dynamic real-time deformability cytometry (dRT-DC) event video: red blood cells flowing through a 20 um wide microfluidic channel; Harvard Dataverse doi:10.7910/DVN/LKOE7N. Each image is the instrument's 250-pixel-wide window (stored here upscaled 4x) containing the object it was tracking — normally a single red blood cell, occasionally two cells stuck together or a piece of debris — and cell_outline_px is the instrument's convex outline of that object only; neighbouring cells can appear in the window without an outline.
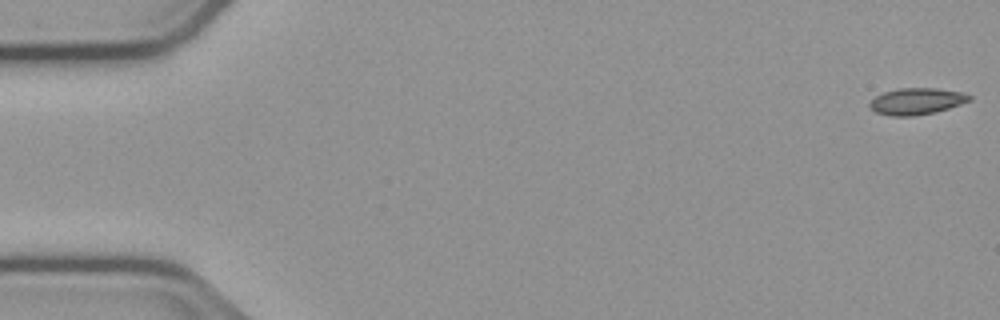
{"species": "common noctule bat (a hibernating species)", "species_latin": "Nyctalus noctula", "temperature_condition": "cold", "stored_images_in_passage": 55, "camera_frame_rate_fps": 3000, "um_per_image_px": 0.085, "animal": {"sex": "male", "body_mass_g": 23.1, "forearm_length_mm": 52.7}, "frame": {"image": 1, "passage_image": 1, "time_ms": 0.0, "image_size_px": [1000, 320], "cell_outline_px": [[972, 100], [936, 112], [912, 116], [892, 116], [876, 112], [868, 104], [876, 96], [884, 92], [900, 88], [936, 88], [964, 92], [972, 96]], "centroid_in_image_um": [77.95, 8.6], "position_along_channel_um": 7.1, "area_um2": 15.37}}
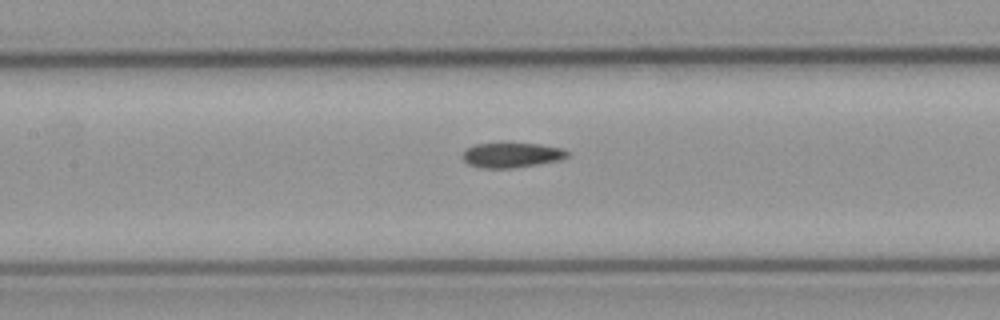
{"frame": {"image": 2, "passage_image": 25, "time_ms": 8.0, "image_size_px": [1000, 320], "cell_outline_px": [[568, 156], [560, 160], [512, 168], [480, 168], [468, 164], [460, 156], [472, 144], [504, 140], [508, 140], [540, 144], [564, 148], [568, 152]], "centroid_in_image_um": [43.45, 13.12], "position_along_channel_um": 164.0, "area_um2": 16.13}}
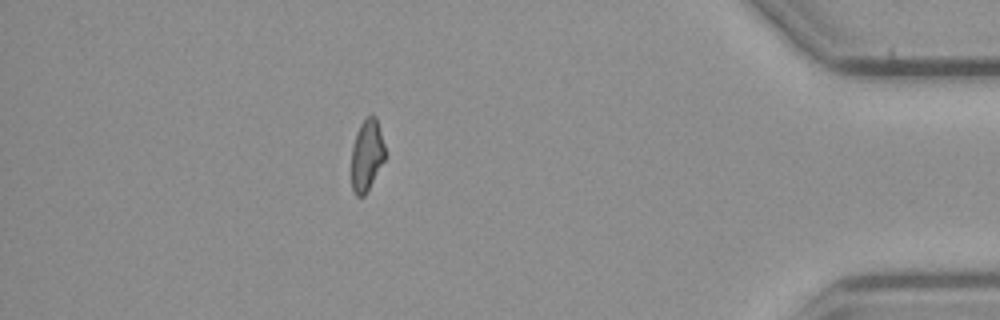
{"frame": {"image": 3, "passage_image": 48, "time_ms": 15.667, "image_size_px": [1000, 320], "cell_outline_px": [[384, 160], [364, 196], [356, 196], [352, 192], [352, 148], [356, 132], [360, 124], [372, 112], [376, 116], [380, 128], [384, 144]], "centroid_in_image_um": [31.17, 13.16], "position_along_channel_um": 404.0, "area_um2": 13.93}, "authors_computed_cell_mechanics": {"area_um2": 15.1436, "velocity_mm_per_s": 3.7727, "shape_relaxation_time_tau1_ms": null, "shape_relaxation_time_tau2_ms": 10.9221, "deformation_change_tau1": null, "deformation_change_tau2": 0.1792}}